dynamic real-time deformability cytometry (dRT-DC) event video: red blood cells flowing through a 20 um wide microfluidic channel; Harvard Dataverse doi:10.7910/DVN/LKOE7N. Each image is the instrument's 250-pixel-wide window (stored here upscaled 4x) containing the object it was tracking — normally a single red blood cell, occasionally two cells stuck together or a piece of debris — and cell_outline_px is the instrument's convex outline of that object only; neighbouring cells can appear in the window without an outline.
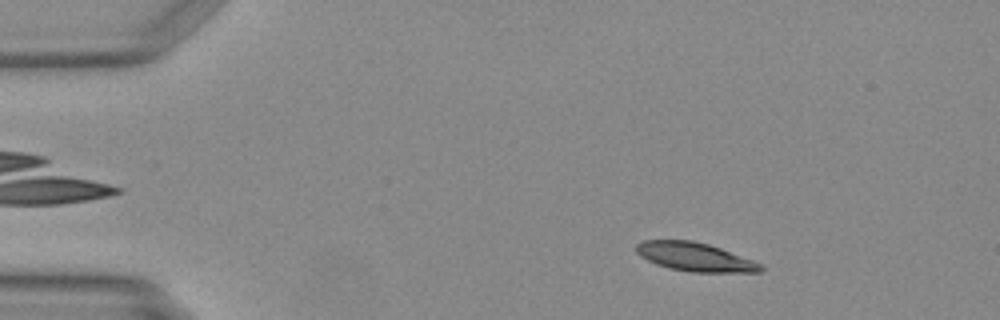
{"species": "Egyptian fruit bat (a non-hibernating species)", "species_latin": "Rousettus aegyptiacus", "temperature_condition": "warm", "stored_images_in_passage": 44, "camera_frame_rate_fps": 3000, "um_per_image_px": 0.085, "animal": {"sex": "female"}, "frame": {"image": 1, "passage_image": 3, "time_ms": 0.667, "image_size_px": [1000, 320], "cell_outline_px": [[764, 272], [692, 272], [668, 268], [656, 264], [640, 256], [636, 252], [636, 244], [644, 240], [692, 240], [708, 244], [720, 248], [752, 260], [760, 264], [764, 268]], "centroid_in_image_um": [59.05, 21.84], "position_along_channel_um": 25.9, "area_um2": 20.69}}
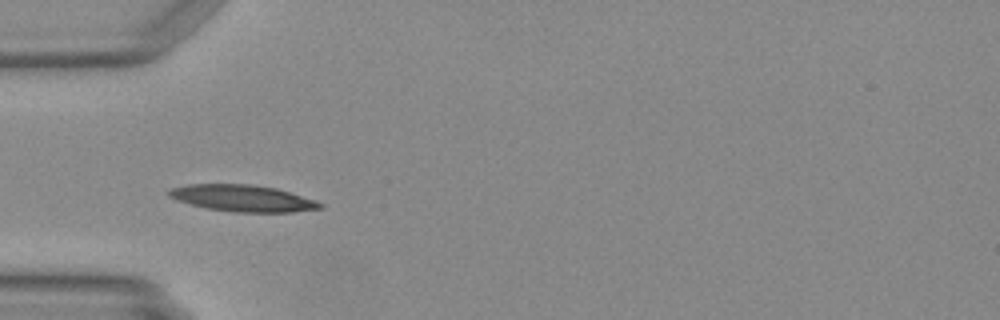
{"frame": {"image": 2, "passage_image": 11, "time_ms": 3.333, "image_size_px": [1000, 320], "cell_outline_px": [[324, 208], [292, 212], [232, 212], [208, 208], [176, 200], [168, 196], [168, 192], [172, 188], [188, 184], [252, 184], [276, 188], [316, 200], [324, 204]], "centroid_in_image_um": [20.66, 16.85], "position_along_channel_um": 64.3, "area_um2": 23.41}}
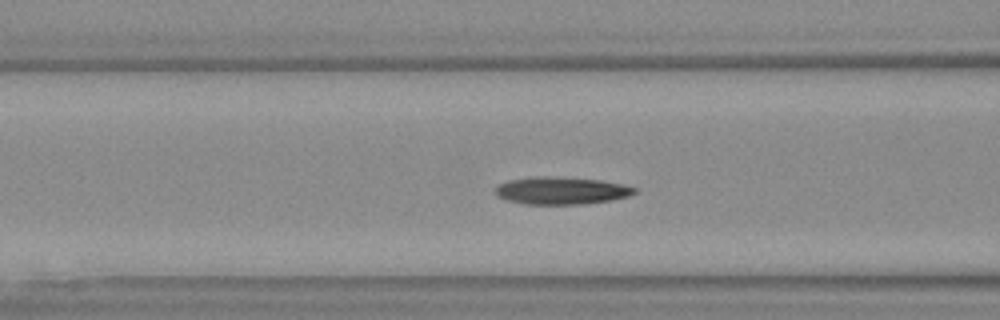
{"frame": {"image": 3, "passage_image": 15, "time_ms": 4.667, "image_size_px": [1000, 320], "cell_outline_px": [[636, 192], [628, 196], [612, 200], [584, 204], [524, 204], [508, 200], [496, 196], [496, 188], [500, 184], [508, 180], [532, 176], [548, 176], [600, 180], [620, 184], [636, 188]], "centroid_in_image_um": [47.69, 16.2], "position_along_channel_um": 118.9, "area_um2": 22.14}}